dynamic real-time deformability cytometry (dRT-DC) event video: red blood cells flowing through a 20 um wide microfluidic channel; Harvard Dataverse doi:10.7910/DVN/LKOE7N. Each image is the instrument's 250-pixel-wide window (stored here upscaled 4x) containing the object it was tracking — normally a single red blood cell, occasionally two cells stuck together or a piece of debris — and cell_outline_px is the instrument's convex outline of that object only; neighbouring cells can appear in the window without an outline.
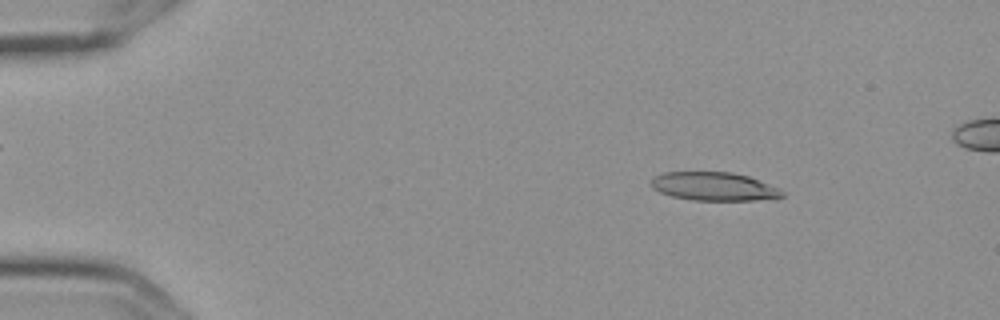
{"species": "Egyptian fruit bat (a non-hibernating species)", "species_latin": "Rousettus aegyptiacus", "temperature_condition": "cold", "stored_images_in_passage": 9, "camera_frame_rate_fps": 3000, "um_per_image_px": 0.085, "frame": {"image": 1, "passage_image": 2, "time_ms": 0.333, "image_size_px": [1000, 320], "cell_outline_px": [[784, 196], [752, 200], [692, 200], [672, 196], [660, 192], [652, 188], [652, 180], [656, 176], [664, 172], [732, 172], [748, 176], [780, 188], [784, 192]], "centroid_in_image_um": [60.69, 15.84], "position_along_channel_um": 24.3, "area_um2": 21.5}}
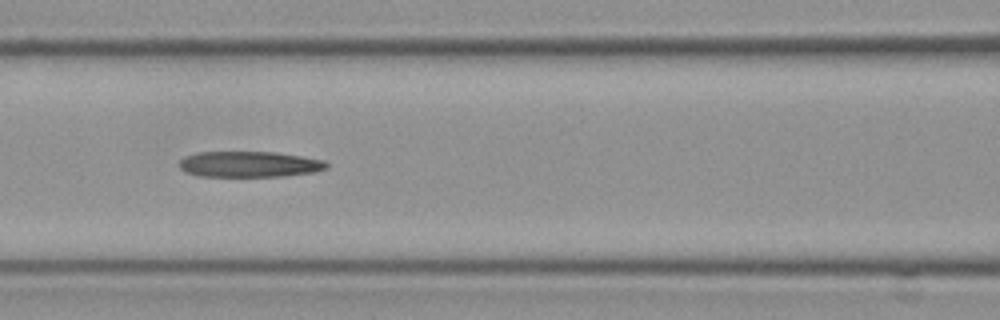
{"frame": {"image": 2, "passage_image": 7, "time_ms": 2.0, "image_size_px": [1000, 320], "cell_outline_px": [[328, 168], [312, 172], [284, 176], [200, 176], [184, 172], [180, 168], [180, 160], [184, 156], [196, 152], [276, 152], [324, 160], [328, 164]], "centroid_in_image_um": [21.17, 13.95], "position_along_channel_um": 145.4, "area_um2": 22.14}}
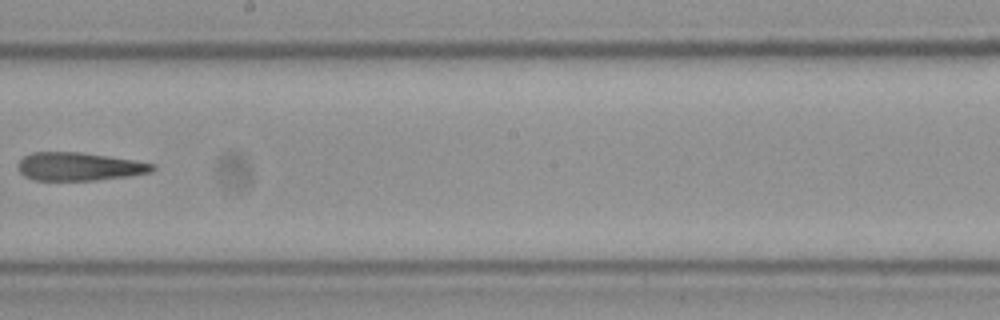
{"frame": {"image": 3, "passage_image": 9, "time_ms": 2.667, "image_size_px": [1000, 320], "cell_outline_px": [[156, 168], [152, 172], [128, 176], [96, 180], [36, 180], [24, 176], [20, 172], [16, 164], [24, 156], [32, 152], [80, 152], [132, 160], [156, 164]], "centroid_in_image_um": [6.71, 14.16], "position_along_channel_um": 241.5, "area_um2": 22.02}}